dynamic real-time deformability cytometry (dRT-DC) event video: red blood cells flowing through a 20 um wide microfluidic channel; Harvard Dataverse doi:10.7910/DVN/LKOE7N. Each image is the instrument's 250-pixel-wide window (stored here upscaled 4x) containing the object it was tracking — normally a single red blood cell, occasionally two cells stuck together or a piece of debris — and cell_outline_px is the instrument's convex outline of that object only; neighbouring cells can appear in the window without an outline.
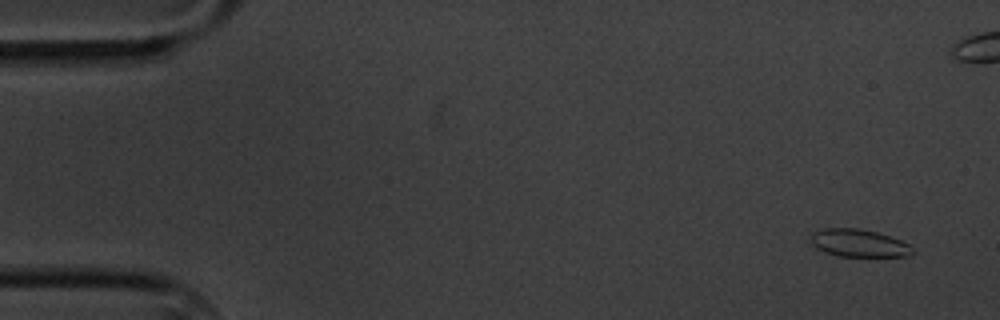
{"species": "common noctule bat (a hibernating species)", "species_latin": "Nyctalus noctula", "temperature_condition": "cold", "stored_images_in_passage": 6, "camera_frame_rate_fps": 3000, "um_per_image_px": 0.085, "animal": {"sex": "male", "body_mass_g": 20.1, "forearm_length_mm": 53.5}, "frame": {"image": 1, "passage_image": 1, "time_ms": 0.0, "image_size_px": [1000, 320], "cell_outline_px": [[916, 252], [908, 256], [836, 256], [824, 252], [816, 248], [812, 244], [812, 232], [824, 228], [860, 228], [876, 232], [900, 240], [908, 244]], "centroid_in_image_um": [72.99, 20.67], "position_along_channel_um": 12.0, "area_um2": 16.36}}